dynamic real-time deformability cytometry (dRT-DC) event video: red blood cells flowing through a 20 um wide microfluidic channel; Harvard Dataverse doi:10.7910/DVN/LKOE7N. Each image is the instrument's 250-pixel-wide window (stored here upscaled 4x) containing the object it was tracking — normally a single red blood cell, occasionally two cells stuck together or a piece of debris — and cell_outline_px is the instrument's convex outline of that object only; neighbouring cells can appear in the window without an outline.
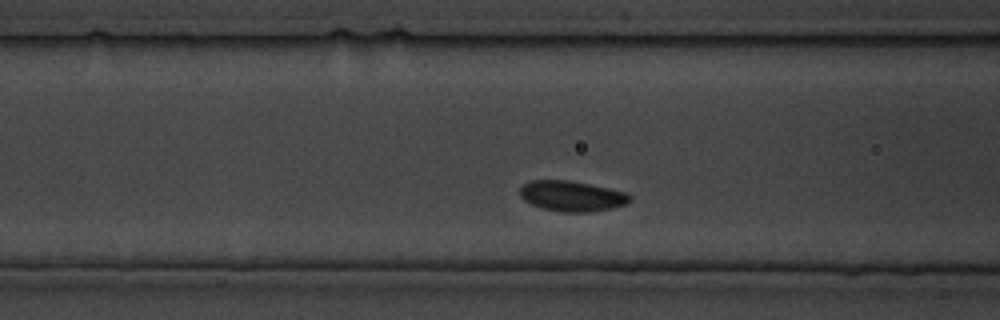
{"species": "common noctule bat (a hibernating species)", "species_latin": "Nyctalus noctula", "temperature_condition": "cold", "stored_images_in_passage": 11, "camera_frame_rate_fps": 3000, "um_per_image_px": 0.085, "animal": {"sex": "male", "body_mass_g": 19.5, "forearm_length_mm": 54.6}, "frame": {"image": 1, "passage_image": 4, "time_ms": 3.333, "image_size_px": [1000, 320], "cell_outline_px": [[632, 196], [624, 204], [608, 208], [588, 212], [564, 212], [544, 208], [532, 204], [524, 200], [520, 196], [520, 188], [528, 180], [568, 180], [608, 188], [624, 192]], "centroid_in_image_um": [48.54, 16.65], "position_along_channel_um": 118.1, "area_um2": 19.07}}
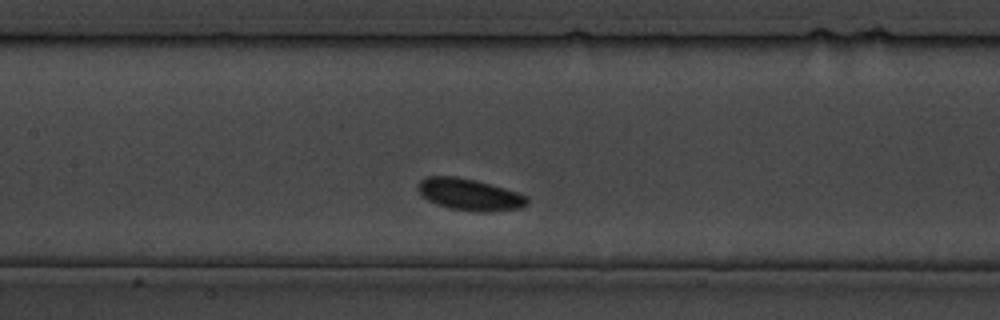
{"frame": {"image": 2, "passage_image": 7, "time_ms": 6.667, "image_size_px": [1000, 320], "cell_outline_px": [[528, 204], [520, 208], [484, 212], [476, 212], [448, 208], [436, 204], [428, 200], [416, 188], [416, 184], [420, 180], [428, 176], [456, 176], [488, 184], [516, 192], [528, 196]], "centroid_in_image_um": [39.88, 16.54], "position_along_channel_um": 167.5, "area_um2": 20.0}}